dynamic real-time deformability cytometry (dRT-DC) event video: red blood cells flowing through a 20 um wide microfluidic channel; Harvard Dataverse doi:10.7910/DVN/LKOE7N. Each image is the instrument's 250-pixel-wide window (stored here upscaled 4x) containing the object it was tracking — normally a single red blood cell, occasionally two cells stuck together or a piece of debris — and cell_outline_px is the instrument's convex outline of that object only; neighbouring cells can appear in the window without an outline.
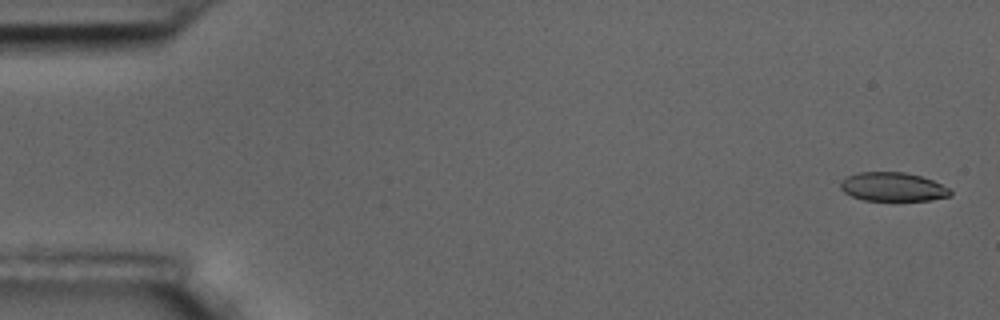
{"species": "common noctule bat (a hibernating species)", "species_latin": "Nyctalus noctula", "temperature_condition": "room temperature", "stored_images_in_passage": 55, "camera_frame_rate_fps": 3000, "um_per_image_px": 0.085, "animal": {"sex": "male", "body_mass_g": 17.5, "forearm_length_mm": 52.3}, "frame": {"image": 1, "passage_image": 2, "time_ms": 0.333, "image_size_px": [1000, 320], "cell_outline_px": [[952, 196], [928, 200], [892, 204], [864, 200], [852, 196], [844, 192], [840, 188], [840, 184], [848, 176], [860, 172], [904, 172], [920, 176], [932, 180], [948, 188], [952, 192]], "centroid_in_image_um": [75.91, 15.94], "position_along_channel_um": 9.1, "area_um2": 19.13}}
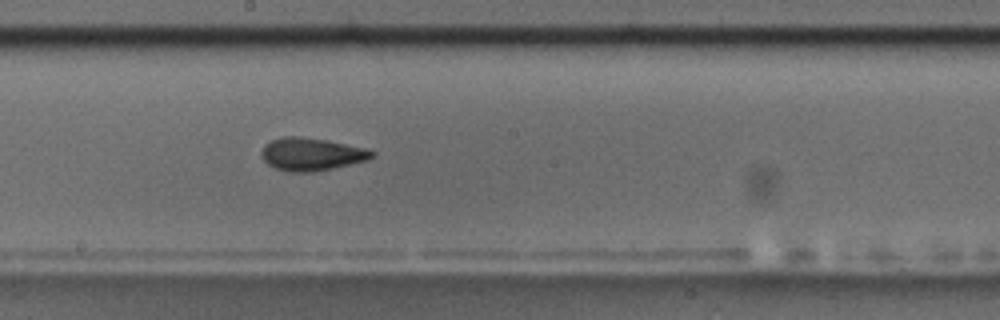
{"frame": {"image": 2, "passage_image": 31, "time_ms": 10.0, "image_size_px": [1000, 320], "cell_outline_px": [[376, 152], [368, 160], [332, 168], [312, 172], [288, 172], [276, 168], [268, 164], [260, 156], [260, 152], [264, 144], [272, 140], [284, 136], [300, 136], [324, 140], [364, 148]], "centroid_in_image_um": [26.42, 13.11], "position_along_channel_um": 221.8, "area_um2": 20.92}}
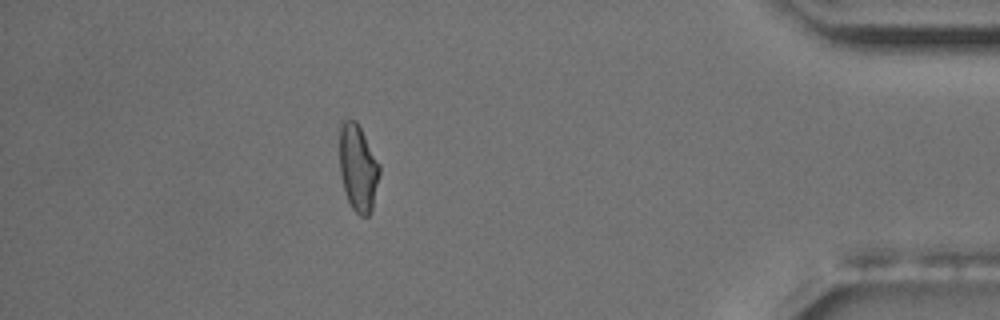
{"frame": {"image": 3, "passage_image": 50, "time_ms": 16.333, "image_size_px": [1000, 320], "cell_outline_px": [[380, 172], [372, 208], [368, 216], [360, 216], [352, 208], [348, 200], [344, 188], [340, 172], [340, 124], [344, 120], [356, 120], [380, 164]], "centroid_in_image_um": [30.44, 14.26], "position_along_channel_um": 404.8, "area_um2": 20.0}, "authors_computed_cell_mechanics": {"area_um2": 20.1144, "velocity_mm_per_s": 3.6148, "shape_relaxation_time_tau1_ms": 5.6139, "shape_relaxation_time_tau2_ms": 1.9801, "deformation_change_tau1": 0.1305, "deformation_change_tau2": 0.0704}}